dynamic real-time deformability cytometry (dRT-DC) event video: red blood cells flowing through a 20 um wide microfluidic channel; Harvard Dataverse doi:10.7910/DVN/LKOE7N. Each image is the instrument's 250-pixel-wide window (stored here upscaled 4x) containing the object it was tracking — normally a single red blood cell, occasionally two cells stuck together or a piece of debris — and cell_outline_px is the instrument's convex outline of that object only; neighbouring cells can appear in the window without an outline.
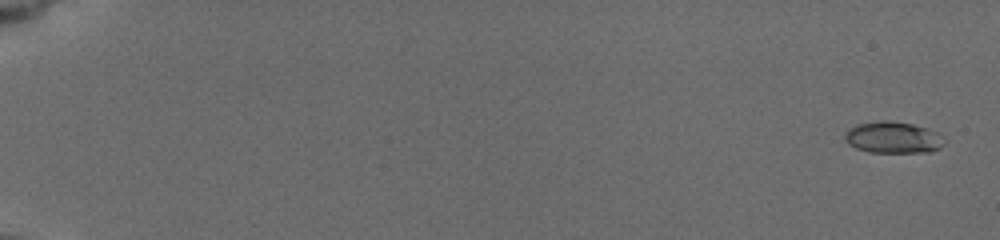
{"species": "common noctule bat (a hibernating species)", "species_latin": "Nyctalus noctula", "temperature_condition": "cold", "stored_images_in_passage": 51, "camera_frame_rate_fps": 3000, "um_per_image_px": 0.085, "animal": {"sex": "female", "body_mass_g": 19.5, "forearm_length_mm": 54.1}, "frame": {"image": 1, "passage_image": 1, "time_ms": 0.0, "image_size_px": [1000, 240], "cell_outline_px": [[944, 144], [940, 148], [932, 152], [868, 152], [856, 148], [848, 144], [844, 140], [844, 132], [848, 128], [856, 124], [880, 120], [888, 120], [912, 124], [928, 128], [940, 132], [944, 136]], "centroid_in_image_um": [75.92, 11.68], "position_along_channel_um": 9.1, "area_um2": 18.73}}
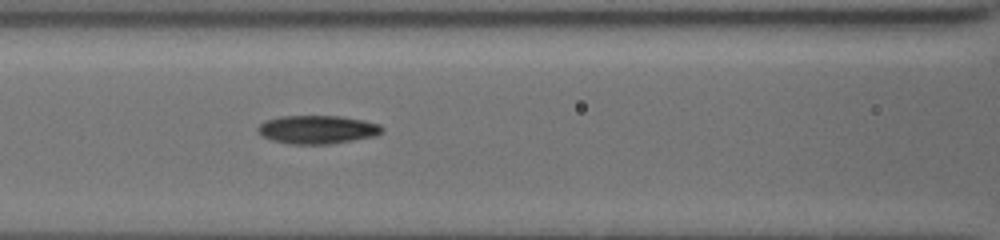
{"frame": {"image": 2, "passage_image": 28, "time_ms": 8.667, "image_size_px": [1000, 240], "cell_outline_px": [[384, 128], [376, 136], [328, 144], [288, 144], [272, 140], [260, 136], [256, 132], [256, 128], [264, 120], [280, 116], [340, 116], [364, 120], [380, 124]], "centroid_in_image_um": [26.92, 11.01], "position_along_channel_um": 139.7, "area_um2": 20.75}}
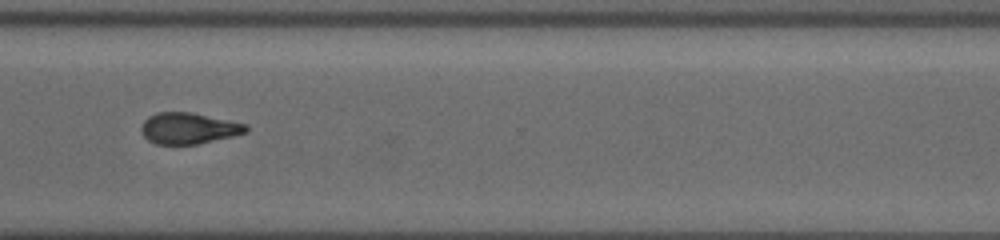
{"frame": {"image": 3, "passage_image": 50, "time_ms": 14.333, "image_size_px": [1000, 240], "cell_outline_px": [[248, 132], [232, 136], [196, 144], [156, 144], [148, 140], [144, 136], [140, 128], [144, 120], [148, 116], [160, 112], [188, 112], [248, 124]], "centroid_in_image_um": [16.02, 10.91], "position_along_channel_um": 354.6, "area_um2": 18.84}}